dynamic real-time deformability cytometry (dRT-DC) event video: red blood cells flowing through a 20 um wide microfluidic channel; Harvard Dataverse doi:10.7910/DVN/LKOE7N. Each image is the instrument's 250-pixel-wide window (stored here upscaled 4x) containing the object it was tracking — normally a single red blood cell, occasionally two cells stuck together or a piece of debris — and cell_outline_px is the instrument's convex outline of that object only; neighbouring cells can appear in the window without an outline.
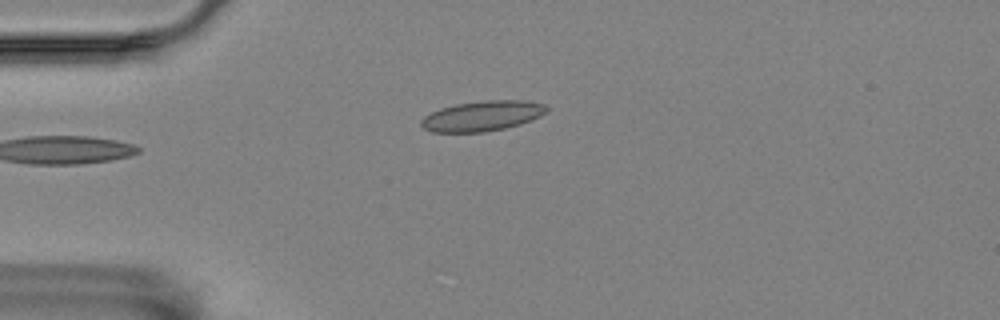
{"species": "Egyptian fruit bat (a non-hibernating species)", "species_latin": "Rousettus aegyptiacus", "temperature_condition": "room temperature", "stored_images_in_passage": 3, "camera_frame_rate_fps": 3000, "um_per_image_px": 0.085, "animal": {"sex": "female"}, "frame": {"image": 1, "passage_image": 3, "time_ms": 0.667, "image_size_px": [1000, 320], "cell_outline_px": [[548, 112], [532, 120], [520, 124], [504, 128], [484, 132], [432, 132], [424, 128], [420, 124], [420, 120], [424, 116], [440, 108], [456, 104], [488, 100], [524, 100], [544, 104], [548, 108]], "centroid_in_image_um": [41.01, 9.85], "position_along_channel_um": 44.0, "area_um2": 22.08}}